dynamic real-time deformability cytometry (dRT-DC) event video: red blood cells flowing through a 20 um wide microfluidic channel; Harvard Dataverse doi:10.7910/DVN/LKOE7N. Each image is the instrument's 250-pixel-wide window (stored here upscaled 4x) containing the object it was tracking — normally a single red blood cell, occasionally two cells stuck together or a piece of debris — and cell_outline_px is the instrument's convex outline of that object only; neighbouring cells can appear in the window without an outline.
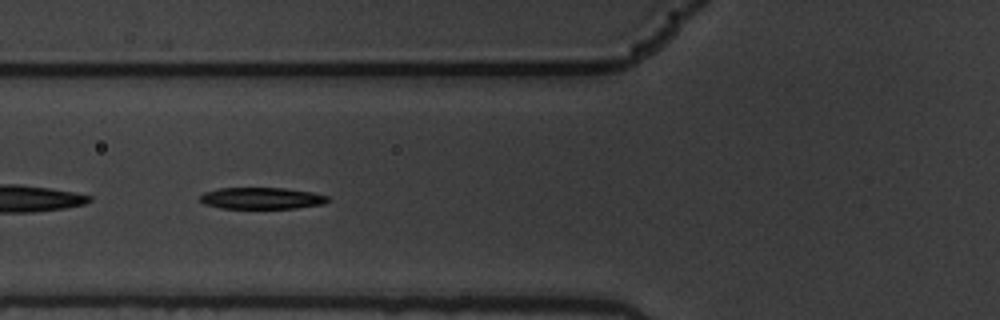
{"species": "common noctule bat (a hibernating species)", "species_latin": "Nyctalus noctula", "temperature_condition": "warm", "stored_images_in_passage": 9, "camera_frame_rate_fps": 3000, "um_per_image_px": 0.085, "animal": {"sex": "male", "body_mass_g": 19.5, "forearm_length_mm": 54.6}, "frame": {"image": 1, "passage_image": 3, "time_ms": 0.667, "image_size_px": [1000, 320], "cell_outline_px": [[328, 200], [324, 204], [296, 208], [220, 208], [204, 204], [200, 200], [200, 196], [204, 192], [220, 188], [284, 188], [312, 192], [328, 196]], "centroid_in_image_um": [22.23, 16.85], "position_along_channel_um": 103.6, "area_um2": 16.01}}
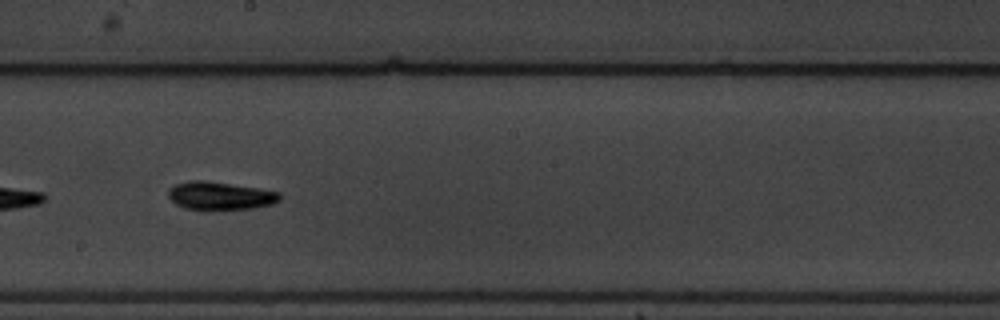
{"frame": {"image": 2, "passage_image": 6, "time_ms": 1.667, "image_size_px": [1000, 320], "cell_outline_px": [[280, 200], [272, 204], [252, 208], [184, 208], [176, 204], [168, 196], [168, 188], [176, 184], [192, 180], [208, 180], [260, 188], [280, 192]], "centroid_in_image_um": [18.72, 16.6], "position_along_channel_um": 229.5, "area_um2": 17.92}}
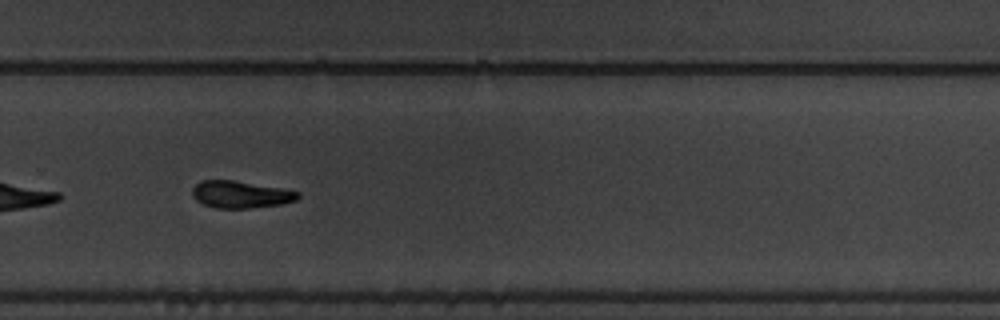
{"frame": {"image": 3, "passage_image": 8, "time_ms": 2.333, "image_size_px": [1000, 320], "cell_outline_px": [[300, 196], [296, 200], [280, 204], [248, 208], [216, 208], [204, 204], [196, 200], [192, 196], [192, 188], [200, 180], [232, 180], [280, 188], [300, 192]], "centroid_in_image_um": [20.42, 16.52], "position_along_channel_um": 309.4, "area_um2": 16.53}}